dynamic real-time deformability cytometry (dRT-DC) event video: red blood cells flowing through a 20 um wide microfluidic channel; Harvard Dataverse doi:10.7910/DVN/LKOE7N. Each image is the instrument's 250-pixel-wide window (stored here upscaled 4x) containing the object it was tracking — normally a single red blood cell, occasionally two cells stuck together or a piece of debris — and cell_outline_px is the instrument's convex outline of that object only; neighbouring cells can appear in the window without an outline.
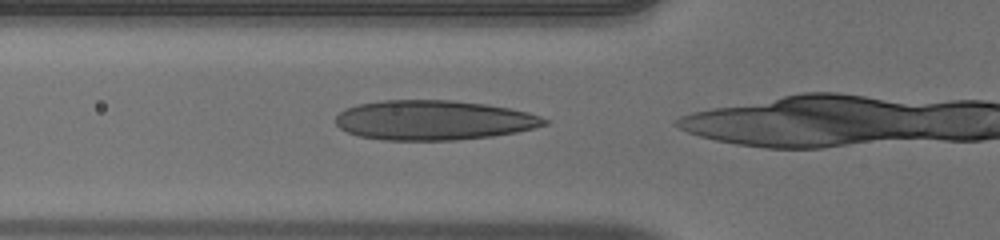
{"species": "human", "species_latin": "Homo sapiens", "temperature_condition": "warm", "stored_images_in_passage": 10, "camera_frame_rate_fps": 3000, "um_per_image_px": 0.085, "donor": {"sex": "male"}, "frame": {"image": 1, "passage_image": 6, "time_ms": 1.667, "image_size_px": [1000, 240], "cell_outline_px": [[548, 124], [516, 132], [492, 136], [456, 140], [384, 140], [360, 136], [348, 132], [340, 128], [336, 124], [336, 116], [344, 108], [356, 104], [380, 100], [452, 100], [488, 104], [528, 112], [540, 116], [548, 120]], "centroid_in_image_um": [36.83, 10.21], "position_along_channel_um": 89.0, "area_um2": 48.44}}
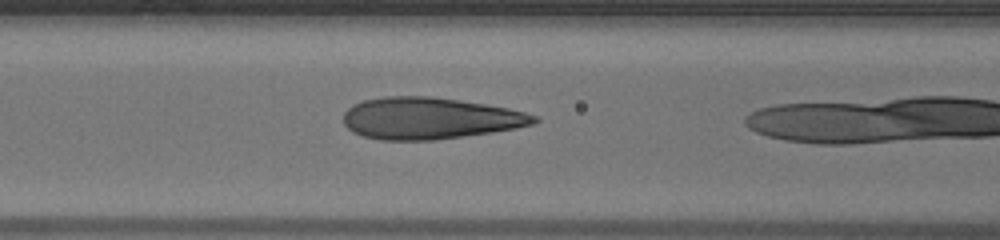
{"frame": {"image": 2, "passage_image": 9, "time_ms": 2.667, "image_size_px": [1000, 240], "cell_outline_px": [[540, 120], [532, 124], [516, 128], [492, 132], [436, 140], [380, 140], [364, 136], [352, 132], [344, 124], [344, 112], [352, 104], [364, 100], [384, 96], [432, 96], [460, 100], [508, 108], [540, 116]], "centroid_in_image_um": [36.52, 10.05], "position_along_channel_um": 130.1, "area_um2": 46.47}}